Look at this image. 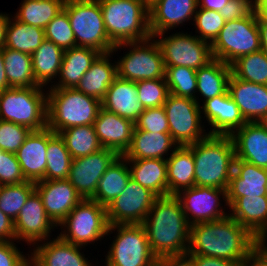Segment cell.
<instances>
[{"label":"cell","instance_id":"34","mask_svg":"<svg viewBox=\"0 0 267 266\" xmlns=\"http://www.w3.org/2000/svg\"><path fill=\"white\" fill-rule=\"evenodd\" d=\"M130 178L127 159L124 156H118L100 178L91 200L107 207L125 190Z\"/></svg>","mask_w":267,"mask_h":266},{"label":"cell","instance_id":"55","mask_svg":"<svg viewBox=\"0 0 267 266\" xmlns=\"http://www.w3.org/2000/svg\"><path fill=\"white\" fill-rule=\"evenodd\" d=\"M157 266H194L193 257L186 253L181 255H168L158 259Z\"/></svg>","mask_w":267,"mask_h":266},{"label":"cell","instance_id":"15","mask_svg":"<svg viewBox=\"0 0 267 266\" xmlns=\"http://www.w3.org/2000/svg\"><path fill=\"white\" fill-rule=\"evenodd\" d=\"M157 198L130 178L121 195L106 207L109 225L142 224Z\"/></svg>","mask_w":267,"mask_h":266},{"label":"cell","instance_id":"59","mask_svg":"<svg viewBox=\"0 0 267 266\" xmlns=\"http://www.w3.org/2000/svg\"><path fill=\"white\" fill-rule=\"evenodd\" d=\"M10 15L7 13H0V48L4 46L6 39V29L10 20Z\"/></svg>","mask_w":267,"mask_h":266},{"label":"cell","instance_id":"6","mask_svg":"<svg viewBox=\"0 0 267 266\" xmlns=\"http://www.w3.org/2000/svg\"><path fill=\"white\" fill-rule=\"evenodd\" d=\"M0 120L32 131L46 128L47 90L43 87H20L0 92Z\"/></svg>","mask_w":267,"mask_h":266},{"label":"cell","instance_id":"45","mask_svg":"<svg viewBox=\"0 0 267 266\" xmlns=\"http://www.w3.org/2000/svg\"><path fill=\"white\" fill-rule=\"evenodd\" d=\"M194 27L199 35V39L212 44L224 27L226 20L220 14V11L197 8L193 20Z\"/></svg>","mask_w":267,"mask_h":266},{"label":"cell","instance_id":"37","mask_svg":"<svg viewBox=\"0 0 267 266\" xmlns=\"http://www.w3.org/2000/svg\"><path fill=\"white\" fill-rule=\"evenodd\" d=\"M2 56L10 88L41 87L34 78L32 55L2 47Z\"/></svg>","mask_w":267,"mask_h":266},{"label":"cell","instance_id":"12","mask_svg":"<svg viewBox=\"0 0 267 266\" xmlns=\"http://www.w3.org/2000/svg\"><path fill=\"white\" fill-rule=\"evenodd\" d=\"M163 107L169 133L178 146L195 144L209 135L202 125L201 108L195 99L169 94Z\"/></svg>","mask_w":267,"mask_h":266},{"label":"cell","instance_id":"8","mask_svg":"<svg viewBox=\"0 0 267 266\" xmlns=\"http://www.w3.org/2000/svg\"><path fill=\"white\" fill-rule=\"evenodd\" d=\"M113 231L116 236L105 255V266H157L142 224L109 225L107 236Z\"/></svg>","mask_w":267,"mask_h":266},{"label":"cell","instance_id":"10","mask_svg":"<svg viewBox=\"0 0 267 266\" xmlns=\"http://www.w3.org/2000/svg\"><path fill=\"white\" fill-rule=\"evenodd\" d=\"M123 48L129 51L116 61L119 78L134 82L165 78L162 52L153 37L145 41L116 44L112 54Z\"/></svg>","mask_w":267,"mask_h":266},{"label":"cell","instance_id":"23","mask_svg":"<svg viewBox=\"0 0 267 266\" xmlns=\"http://www.w3.org/2000/svg\"><path fill=\"white\" fill-rule=\"evenodd\" d=\"M228 93L246 122H259L267 114V85L244 81L231 74Z\"/></svg>","mask_w":267,"mask_h":266},{"label":"cell","instance_id":"16","mask_svg":"<svg viewBox=\"0 0 267 266\" xmlns=\"http://www.w3.org/2000/svg\"><path fill=\"white\" fill-rule=\"evenodd\" d=\"M118 156L114 150L102 148L96 153L72 159L67 180L83 199H91L100 178Z\"/></svg>","mask_w":267,"mask_h":266},{"label":"cell","instance_id":"32","mask_svg":"<svg viewBox=\"0 0 267 266\" xmlns=\"http://www.w3.org/2000/svg\"><path fill=\"white\" fill-rule=\"evenodd\" d=\"M131 178L157 197L168 196L167 161L165 159L128 160Z\"/></svg>","mask_w":267,"mask_h":266},{"label":"cell","instance_id":"28","mask_svg":"<svg viewBox=\"0 0 267 266\" xmlns=\"http://www.w3.org/2000/svg\"><path fill=\"white\" fill-rule=\"evenodd\" d=\"M229 211V215L248 229L258 240L267 241L266 196L239 197L229 207Z\"/></svg>","mask_w":267,"mask_h":266},{"label":"cell","instance_id":"61","mask_svg":"<svg viewBox=\"0 0 267 266\" xmlns=\"http://www.w3.org/2000/svg\"><path fill=\"white\" fill-rule=\"evenodd\" d=\"M255 13L258 19L267 22V0H255Z\"/></svg>","mask_w":267,"mask_h":266},{"label":"cell","instance_id":"11","mask_svg":"<svg viewBox=\"0 0 267 266\" xmlns=\"http://www.w3.org/2000/svg\"><path fill=\"white\" fill-rule=\"evenodd\" d=\"M261 50L258 16L228 21L211 44L214 59L231 65L239 57Z\"/></svg>","mask_w":267,"mask_h":266},{"label":"cell","instance_id":"24","mask_svg":"<svg viewBox=\"0 0 267 266\" xmlns=\"http://www.w3.org/2000/svg\"><path fill=\"white\" fill-rule=\"evenodd\" d=\"M267 169L235 158L234 171L227 188L229 207L239 197L266 196Z\"/></svg>","mask_w":267,"mask_h":266},{"label":"cell","instance_id":"56","mask_svg":"<svg viewBox=\"0 0 267 266\" xmlns=\"http://www.w3.org/2000/svg\"><path fill=\"white\" fill-rule=\"evenodd\" d=\"M0 241H16L14 221L0 210Z\"/></svg>","mask_w":267,"mask_h":266},{"label":"cell","instance_id":"14","mask_svg":"<svg viewBox=\"0 0 267 266\" xmlns=\"http://www.w3.org/2000/svg\"><path fill=\"white\" fill-rule=\"evenodd\" d=\"M221 196V197H220ZM175 197L179 200L190 225L223 219L229 215L222 207L229 208L227 201V190L193 186L179 191Z\"/></svg>","mask_w":267,"mask_h":266},{"label":"cell","instance_id":"25","mask_svg":"<svg viewBox=\"0 0 267 266\" xmlns=\"http://www.w3.org/2000/svg\"><path fill=\"white\" fill-rule=\"evenodd\" d=\"M47 145L48 127L31 131L15 153L26 181L36 183L45 180Z\"/></svg>","mask_w":267,"mask_h":266},{"label":"cell","instance_id":"2","mask_svg":"<svg viewBox=\"0 0 267 266\" xmlns=\"http://www.w3.org/2000/svg\"><path fill=\"white\" fill-rule=\"evenodd\" d=\"M142 225L158 259L188 252L191 225L175 195L158 197Z\"/></svg>","mask_w":267,"mask_h":266},{"label":"cell","instance_id":"63","mask_svg":"<svg viewBox=\"0 0 267 266\" xmlns=\"http://www.w3.org/2000/svg\"><path fill=\"white\" fill-rule=\"evenodd\" d=\"M157 0H144L145 4L149 7L150 5H152L154 2H156Z\"/></svg>","mask_w":267,"mask_h":266},{"label":"cell","instance_id":"51","mask_svg":"<svg viewBox=\"0 0 267 266\" xmlns=\"http://www.w3.org/2000/svg\"><path fill=\"white\" fill-rule=\"evenodd\" d=\"M17 241H0V266H30V255L17 248Z\"/></svg>","mask_w":267,"mask_h":266},{"label":"cell","instance_id":"38","mask_svg":"<svg viewBox=\"0 0 267 266\" xmlns=\"http://www.w3.org/2000/svg\"><path fill=\"white\" fill-rule=\"evenodd\" d=\"M44 40L43 28L30 26L11 15L3 47L32 55Z\"/></svg>","mask_w":267,"mask_h":266},{"label":"cell","instance_id":"31","mask_svg":"<svg viewBox=\"0 0 267 266\" xmlns=\"http://www.w3.org/2000/svg\"><path fill=\"white\" fill-rule=\"evenodd\" d=\"M112 52L100 54L83 75L76 89L100 101L106 95L109 86L117 77L116 61L112 63Z\"/></svg>","mask_w":267,"mask_h":266},{"label":"cell","instance_id":"35","mask_svg":"<svg viewBox=\"0 0 267 266\" xmlns=\"http://www.w3.org/2000/svg\"><path fill=\"white\" fill-rule=\"evenodd\" d=\"M231 74V65L218 59H213L206 66L199 68L196 71V93H198L196 101L198 104L200 105L199 96L203 97V100L201 101L204 102L208 99L224 94L228 90V81Z\"/></svg>","mask_w":267,"mask_h":266},{"label":"cell","instance_id":"49","mask_svg":"<svg viewBox=\"0 0 267 266\" xmlns=\"http://www.w3.org/2000/svg\"><path fill=\"white\" fill-rule=\"evenodd\" d=\"M135 128L151 133H169V123L163 106L146 108L134 123Z\"/></svg>","mask_w":267,"mask_h":266},{"label":"cell","instance_id":"4","mask_svg":"<svg viewBox=\"0 0 267 266\" xmlns=\"http://www.w3.org/2000/svg\"><path fill=\"white\" fill-rule=\"evenodd\" d=\"M109 39L116 45L152 37L144 0H98Z\"/></svg>","mask_w":267,"mask_h":266},{"label":"cell","instance_id":"58","mask_svg":"<svg viewBox=\"0 0 267 266\" xmlns=\"http://www.w3.org/2000/svg\"><path fill=\"white\" fill-rule=\"evenodd\" d=\"M258 27L260 32L261 51L267 55V22L262 19H258Z\"/></svg>","mask_w":267,"mask_h":266},{"label":"cell","instance_id":"13","mask_svg":"<svg viewBox=\"0 0 267 266\" xmlns=\"http://www.w3.org/2000/svg\"><path fill=\"white\" fill-rule=\"evenodd\" d=\"M165 33L152 36L161 49L165 67L184 66L198 70L214 59L211 44L196 35L180 31L169 36Z\"/></svg>","mask_w":267,"mask_h":266},{"label":"cell","instance_id":"44","mask_svg":"<svg viewBox=\"0 0 267 266\" xmlns=\"http://www.w3.org/2000/svg\"><path fill=\"white\" fill-rule=\"evenodd\" d=\"M165 69V78L170 94L196 100L197 70L184 66H171L165 67Z\"/></svg>","mask_w":267,"mask_h":266},{"label":"cell","instance_id":"53","mask_svg":"<svg viewBox=\"0 0 267 266\" xmlns=\"http://www.w3.org/2000/svg\"><path fill=\"white\" fill-rule=\"evenodd\" d=\"M245 266H267V241H260L255 246Z\"/></svg>","mask_w":267,"mask_h":266},{"label":"cell","instance_id":"29","mask_svg":"<svg viewBox=\"0 0 267 266\" xmlns=\"http://www.w3.org/2000/svg\"><path fill=\"white\" fill-rule=\"evenodd\" d=\"M177 147L170 133H151L134 127L131 145L123 156L128 160H166L171 155L169 152H174Z\"/></svg>","mask_w":267,"mask_h":266},{"label":"cell","instance_id":"57","mask_svg":"<svg viewBox=\"0 0 267 266\" xmlns=\"http://www.w3.org/2000/svg\"><path fill=\"white\" fill-rule=\"evenodd\" d=\"M230 0H198V7L207 10L221 11Z\"/></svg>","mask_w":267,"mask_h":266},{"label":"cell","instance_id":"18","mask_svg":"<svg viewBox=\"0 0 267 266\" xmlns=\"http://www.w3.org/2000/svg\"><path fill=\"white\" fill-rule=\"evenodd\" d=\"M47 216L58 226L83 198L67 179L35 183Z\"/></svg>","mask_w":267,"mask_h":266},{"label":"cell","instance_id":"52","mask_svg":"<svg viewBox=\"0 0 267 266\" xmlns=\"http://www.w3.org/2000/svg\"><path fill=\"white\" fill-rule=\"evenodd\" d=\"M255 13V0H230L220 11L228 21L250 17Z\"/></svg>","mask_w":267,"mask_h":266},{"label":"cell","instance_id":"22","mask_svg":"<svg viewBox=\"0 0 267 266\" xmlns=\"http://www.w3.org/2000/svg\"><path fill=\"white\" fill-rule=\"evenodd\" d=\"M94 127L103 148L114 150L119 156L129 149L135 127L132 121L101 107Z\"/></svg>","mask_w":267,"mask_h":266},{"label":"cell","instance_id":"33","mask_svg":"<svg viewBox=\"0 0 267 266\" xmlns=\"http://www.w3.org/2000/svg\"><path fill=\"white\" fill-rule=\"evenodd\" d=\"M166 161L168 196L195 186V162L188 146H178Z\"/></svg>","mask_w":267,"mask_h":266},{"label":"cell","instance_id":"5","mask_svg":"<svg viewBox=\"0 0 267 266\" xmlns=\"http://www.w3.org/2000/svg\"><path fill=\"white\" fill-rule=\"evenodd\" d=\"M101 101L76 88L47 90V127L59 133L70 127L94 125Z\"/></svg>","mask_w":267,"mask_h":266},{"label":"cell","instance_id":"43","mask_svg":"<svg viewBox=\"0 0 267 266\" xmlns=\"http://www.w3.org/2000/svg\"><path fill=\"white\" fill-rule=\"evenodd\" d=\"M35 191V183L25 181L20 184L0 186V210L15 221L20 209Z\"/></svg>","mask_w":267,"mask_h":266},{"label":"cell","instance_id":"20","mask_svg":"<svg viewBox=\"0 0 267 266\" xmlns=\"http://www.w3.org/2000/svg\"><path fill=\"white\" fill-rule=\"evenodd\" d=\"M53 239V240H52ZM48 239L36 244L30 254V266H93L81 252L84 247L61 239ZM50 240V241H49ZM43 243V244H42ZM82 248V249H81Z\"/></svg>","mask_w":267,"mask_h":266},{"label":"cell","instance_id":"40","mask_svg":"<svg viewBox=\"0 0 267 266\" xmlns=\"http://www.w3.org/2000/svg\"><path fill=\"white\" fill-rule=\"evenodd\" d=\"M71 158L85 157L101 150L94 125H80L59 132Z\"/></svg>","mask_w":267,"mask_h":266},{"label":"cell","instance_id":"60","mask_svg":"<svg viewBox=\"0 0 267 266\" xmlns=\"http://www.w3.org/2000/svg\"><path fill=\"white\" fill-rule=\"evenodd\" d=\"M10 89L9 83L7 81V76L4 67V59L2 56V48H0V92Z\"/></svg>","mask_w":267,"mask_h":266},{"label":"cell","instance_id":"62","mask_svg":"<svg viewBox=\"0 0 267 266\" xmlns=\"http://www.w3.org/2000/svg\"><path fill=\"white\" fill-rule=\"evenodd\" d=\"M258 123L267 131V114Z\"/></svg>","mask_w":267,"mask_h":266},{"label":"cell","instance_id":"42","mask_svg":"<svg viewBox=\"0 0 267 266\" xmlns=\"http://www.w3.org/2000/svg\"><path fill=\"white\" fill-rule=\"evenodd\" d=\"M231 69L238 79L267 85V55L261 50L239 57Z\"/></svg>","mask_w":267,"mask_h":266},{"label":"cell","instance_id":"19","mask_svg":"<svg viewBox=\"0 0 267 266\" xmlns=\"http://www.w3.org/2000/svg\"><path fill=\"white\" fill-rule=\"evenodd\" d=\"M200 108L202 120L206 119L211 126L209 135L231 136L246 123L228 90L222 95L204 101Z\"/></svg>","mask_w":267,"mask_h":266},{"label":"cell","instance_id":"1","mask_svg":"<svg viewBox=\"0 0 267 266\" xmlns=\"http://www.w3.org/2000/svg\"><path fill=\"white\" fill-rule=\"evenodd\" d=\"M260 242L230 215L190 226L188 254L246 262Z\"/></svg>","mask_w":267,"mask_h":266},{"label":"cell","instance_id":"26","mask_svg":"<svg viewBox=\"0 0 267 266\" xmlns=\"http://www.w3.org/2000/svg\"><path fill=\"white\" fill-rule=\"evenodd\" d=\"M231 138L235 158L267 169V131L258 122H246Z\"/></svg>","mask_w":267,"mask_h":266},{"label":"cell","instance_id":"27","mask_svg":"<svg viewBox=\"0 0 267 266\" xmlns=\"http://www.w3.org/2000/svg\"><path fill=\"white\" fill-rule=\"evenodd\" d=\"M102 108L136 122L145 108L139 101L136 82L115 78L101 101Z\"/></svg>","mask_w":267,"mask_h":266},{"label":"cell","instance_id":"64","mask_svg":"<svg viewBox=\"0 0 267 266\" xmlns=\"http://www.w3.org/2000/svg\"><path fill=\"white\" fill-rule=\"evenodd\" d=\"M265 189H266V197H267V183H266Z\"/></svg>","mask_w":267,"mask_h":266},{"label":"cell","instance_id":"9","mask_svg":"<svg viewBox=\"0 0 267 266\" xmlns=\"http://www.w3.org/2000/svg\"><path fill=\"white\" fill-rule=\"evenodd\" d=\"M58 227H61L58 236L66 242L82 247L97 243L107 237L106 207L91 199H83Z\"/></svg>","mask_w":267,"mask_h":266},{"label":"cell","instance_id":"48","mask_svg":"<svg viewBox=\"0 0 267 266\" xmlns=\"http://www.w3.org/2000/svg\"><path fill=\"white\" fill-rule=\"evenodd\" d=\"M31 131L25 126L0 120V149L15 154Z\"/></svg>","mask_w":267,"mask_h":266},{"label":"cell","instance_id":"7","mask_svg":"<svg viewBox=\"0 0 267 266\" xmlns=\"http://www.w3.org/2000/svg\"><path fill=\"white\" fill-rule=\"evenodd\" d=\"M76 46L88 47L101 54L110 53L115 44L109 39L98 0H65Z\"/></svg>","mask_w":267,"mask_h":266},{"label":"cell","instance_id":"41","mask_svg":"<svg viewBox=\"0 0 267 266\" xmlns=\"http://www.w3.org/2000/svg\"><path fill=\"white\" fill-rule=\"evenodd\" d=\"M45 180L68 179L71 155L63 138L48 128Z\"/></svg>","mask_w":267,"mask_h":266},{"label":"cell","instance_id":"50","mask_svg":"<svg viewBox=\"0 0 267 266\" xmlns=\"http://www.w3.org/2000/svg\"><path fill=\"white\" fill-rule=\"evenodd\" d=\"M25 181L16 155L2 150L0 153V186L20 184Z\"/></svg>","mask_w":267,"mask_h":266},{"label":"cell","instance_id":"30","mask_svg":"<svg viewBox=\"0 0 267 266\" xmlns=\"http://www.w3.org/2000/svg\"><path fill=\"white\" fill-rule=\"evenodd\" d=\"M101 53L88 47H72L64 50L59 80L49 88H76L83 75Z\"/></svg>","mask_w":267,"mask_h":266},{"label":"cell","instance_id":"21","mask_svg":"<svg viewBox=\"0 0 267 266\" xmlns=\"http://www.w3.org/2000/svg\"><path fill=\"white\" fill-rule=\"evenodd\" d=\"M198 0H157L149 6V29L151 35L174 29L194 20Z\"/></svg>","mask_w":267,"mask_h":266},{"label":"cell","instance_id":"47","mask_svg":"<svg viewBox=\"0 0 267 266\" xmlns=\"http://www.w3.org/2000/svg\"><path fill=\"white\" fill-rule=\"evenodd\" d=\"M136 86L145 109L163 106L170 94L166 78L138 81Z\"/></svg>","mask_w":267,"mask_h":266},{"label":"cell","instance_id":"39","mask_svg":"<svg viewBox=\"0 0 267 266\" xmlns=\"http://www.w3.org/2000/svg\"><path fill=\"white\" fill-rule=\"evenodd\" d=\"M65 0H23L14 17L30 26L45 28L64 7Z\"/></svg>","mask_w":267,"mask_h":266},{"label":"cell","instance_id":"36","mask_svg":"<svg viewBox=\"0 0 267 266\" xmlns=\"http://www.w3.org/2000/svg\"><path fill=\"white\" fill-rule=\"evenodd\" d=\"M64 50L45 39L32 54L33 73L36 83L46 87L58 78ZM52 80V81H51ZM50 82V83H49Z\"/></svg>","mask_w":267,"mask_h":266},{"label":"cell","instance_id":"3","mask_svg":"<svg viewBox=\"0 0 267 266\" xmlns=\"http://www.w3.org/2000/svg\"><path fill=\"white\" fill-rule=\"evenodd\" d=\"M188 147L195 162V186L227 190L235 160L231 136L208 135Z\"/></svg>","mask_w":267,"mask_h":266},{"label":"cell","instance_id":"46","mask_svg":"<svg viewBox=\"0 0 267 266\" xmlns=\"http://www.w3.org/2000/svg\"><path fill=\"white\" fill-rule=\"evenodd\" d=\"M45 39L63 50L76 47L75 36L67 12L63 9L44 28Z\"/></svg>","mask_w":267,"mask_h":266},{"label":"cell","instance_id":"17","mask_svg":"<svg viewBox=\"0 0 267 266\" xmlns=\"http://www.w3.org/2000/svg\"><path fill=\"white\" fill-rule=\"evenodd\" d=\"M57 226L47 216L41 197L34 191L20 209L14 221L16 241L32 247L49 238Z\"/></svg>","mask_w":267,"mask_h":266},{"label":"cell","instance_id":"54","mask_svg":"<svg viewBox=\"0 0 267 266\" xmlns=\"http://www.w3.org/2000/svg\"><path fill=\"white\" fill-rule=\"evenodd\" d=\"M193 257L194 266H245L246 262H233L225 259L201 256V255H191Z\"/></svg>","mask_w":267,"mask_h":266}]
</instances>
